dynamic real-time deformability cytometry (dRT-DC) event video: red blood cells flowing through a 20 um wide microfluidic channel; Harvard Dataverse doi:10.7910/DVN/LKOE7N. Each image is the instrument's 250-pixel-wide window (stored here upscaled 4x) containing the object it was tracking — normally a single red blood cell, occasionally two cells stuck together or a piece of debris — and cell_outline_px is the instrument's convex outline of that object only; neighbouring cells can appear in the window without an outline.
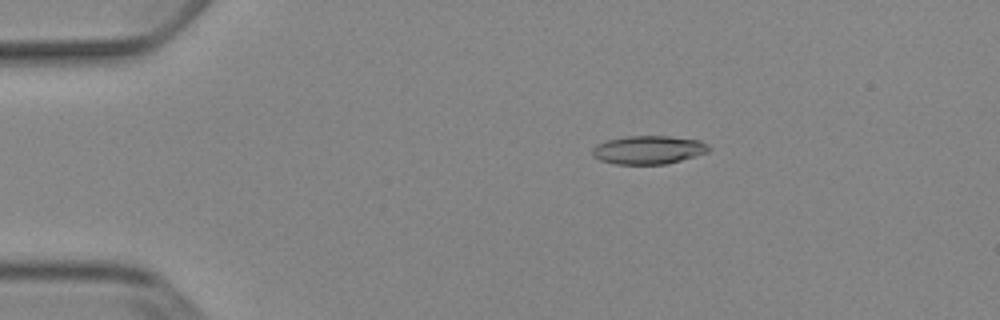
{"species": "Egyptian fruit bat (a non-hibernating species)", "species_latin": "Rousettus aegyptiacus", "temperature_condition": "cold", "stored_images_in_passage": 5, "camera_frame_rate_fps": 3000, "um_per_image_px": 0.085, "animal": {"sex": "female"}, "frame": {"image": 1, "passage_image": 2, "time_ms": 2.0, "image_size_px": [1000, 320], "cell_outline_px": [[712, 148], [708, 152], [696, 156], [664, 164], [616, 164], [600, 160], [592, 156], [592, 148], [596, 144], [608, 140], [628, 136], [668, 136], [700, 140], [708, 144]], "centroid_in_image_um": [55.13, 12.73], "position_along_channel_um": 29.9, "area_um2": 19.31}}
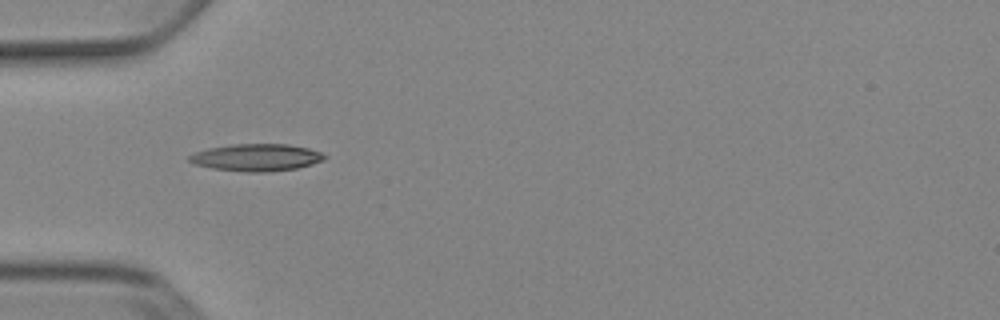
{"frame": {"image": 2, "passage_image": 4, "time_ms": 4.333, "image_size_px": [1000, 320], "cell_outline_px": [[328, 156], [324, 160], [312, 164], [296, 168], [268, 172], [248, 172], [212, 168], [196, 164], [188, 160], [188, 156], [196, 152], [208, 148], [232, 144], [288, 144], [308, 148], [320, 152]], "centroid_in_image_um": [21.82, 13.38], "position_along_channel_um": 63.2, "area_um2": 21.33}}
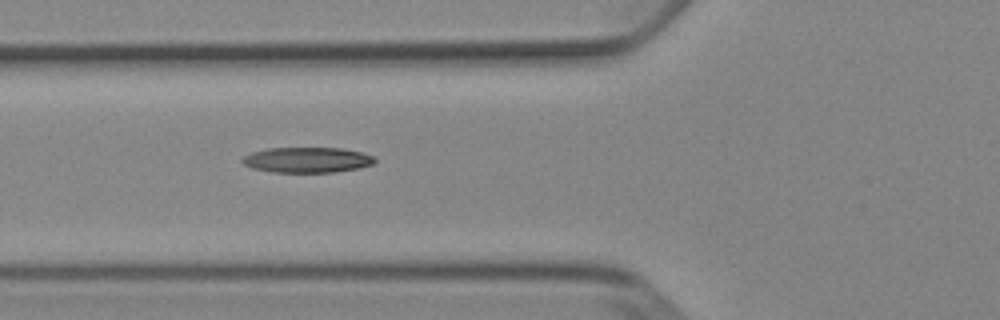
{"frame": {"image": 3, "passage_image": 5, "time_ms": 5.333, "image_size_px": [1000, 320], "cell_outline_px": [[376, 160], [372, 164], [360, 168], [336, 172], [272, 172], [252, 168], [244, 164], [240, 160], [244, 156], [252, 152], [268, 148], [340, 148], [360, 152], [372, 156]], "centroid_in_image_um": [26.09, 13.59], "position_along_channel_um": 99.7, "area_um2": 19.54}}